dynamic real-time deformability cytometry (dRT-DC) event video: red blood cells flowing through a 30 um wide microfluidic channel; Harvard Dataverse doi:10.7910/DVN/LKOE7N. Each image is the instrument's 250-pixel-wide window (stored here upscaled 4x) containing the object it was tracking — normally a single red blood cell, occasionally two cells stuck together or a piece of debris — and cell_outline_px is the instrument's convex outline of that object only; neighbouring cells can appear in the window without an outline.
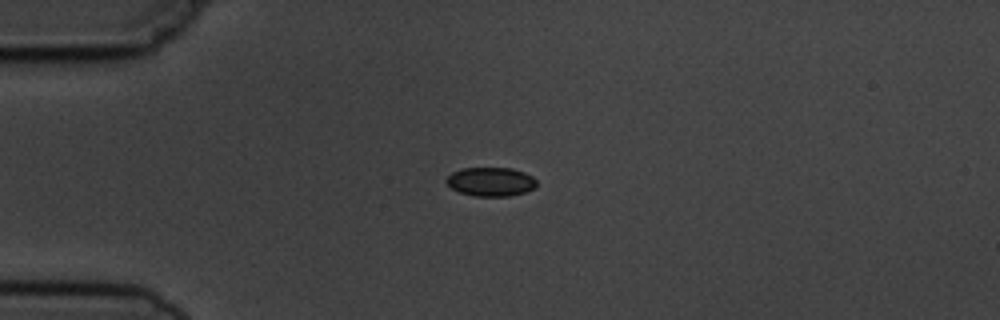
{"species": "common noctule bat (a hibernating species)", "species_latin": "Nyctalus noctula", "temperature_condition": "cold", "stored_images_in_passage": 5, "camera_frame_rate_fps": 3000, "um_per_image_px": 0.085, "animal": {"sex": "male", "body_mass_g": 19.5, "forearm_length_mm": 54.6}, "frame": {"image": 1, "passage_image": 5, "time_ms": 5.667, "image_size_px": [1000, 320], "cell_outline_px": [[536, 188], [524, 192], [508, 196], [472, 196], [460, 192], [452, 188], [444, 180], [452, 172], [460, 168], [512, 168], [524, 172], [532, 176], [536, 180]], "centroid_in_image_um": [41.71, 15.44], "position_along_channel_um": 43.3, "area_um2": 15.26}}